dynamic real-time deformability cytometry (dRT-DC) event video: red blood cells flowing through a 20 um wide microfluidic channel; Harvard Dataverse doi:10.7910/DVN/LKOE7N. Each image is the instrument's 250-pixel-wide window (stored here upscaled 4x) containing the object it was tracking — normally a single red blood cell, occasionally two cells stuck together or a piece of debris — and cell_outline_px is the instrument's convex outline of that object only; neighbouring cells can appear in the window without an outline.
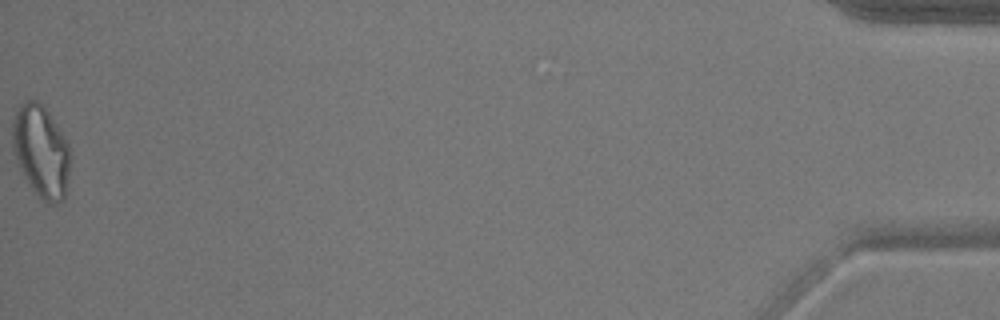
{"species": "common noctule bat (a hibernating species)", "species_latin": "Nyctalus noctula", "temperature_condition": "warm", "stored_images_in_passage": 37, "camera_frame_rate_fps": 3000, "um_per_image_px": 0.085, "animal": {"sex": "male", "body_mass_g": 17.9}, "frame": {"image": 1, "passage_image": 37, "time_ms": 12.0, "image_size_px": [1000, 320], "cell_outline_px": [[72, 156], [64, 200], [56, 204], [48, 204], [32, 188], [24, 176], [16, 160], [12, 148], [12, 120], [16, 108], [20, 104], [28, 100], [36, 100], [48, 112], [64, 136], [68, 144]], "centroid_in_image_um": [3.49, 12.86], "position_along_channel_um": 431.7, "area_um2": 31.15}, "authors_computed_cell_mechanics": {"area_um2": 20.519, "velocity_mm_per_s": 3.8514, "shape_relaxation_time_tau1_ms": null, "shape_relaxation_time_tau2_ms": 2.1173, "deformation_change_tau1": null, "deformation_change_tau2": 0.0917}}